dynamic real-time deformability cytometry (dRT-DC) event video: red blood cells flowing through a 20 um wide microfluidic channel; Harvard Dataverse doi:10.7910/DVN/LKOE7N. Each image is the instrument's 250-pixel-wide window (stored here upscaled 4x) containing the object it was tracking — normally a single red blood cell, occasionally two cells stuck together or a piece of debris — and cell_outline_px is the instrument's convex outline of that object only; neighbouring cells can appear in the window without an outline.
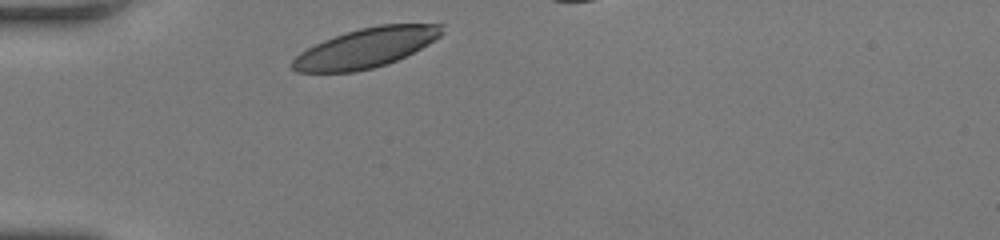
{"species": "human", "species_latin": "Homo sapiens", "temperature_condition": "room temperature", "stored_images_in_passage": 30, "camera_frame_rate_fps": 3000, "um_per_image_px": 0.085, "donor": {"sex": "female"}, "frame": {"image": 1, "passage_image": 1, "time_ms": 0.0, "image_size_px": [1000, 240], "cell_outline_px": [[444, 32], [440, 36], [428, 44], [388, 64], [356, 72], [296, 72], [288, 64], [300, 52], [324, 40], [344, 32], [360, 28], [380, 24], [444, 24]], "centroid_in_image_um": [31.08, 4.07], "position_along_channel_um": 53.9, "area_um2": 34.39}}
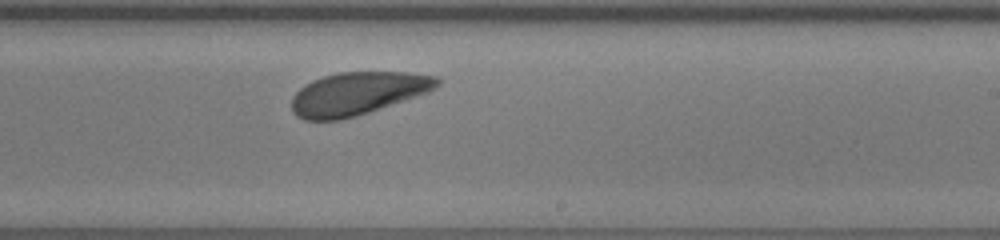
{"frame": {"image": 2, "passage_image": 19, "time_ms": 6.0, "image_size_px": [1000, 240], "cell_outline_px": [[440, 84], [436, 88], [428, 92], [356, 116], [340, 120], [304, 120], [296, 116], [292, 112], [292, 96], [304, 84], [312, 80], [324, 76], [340, 72], [408, 72], [440, 76]], "centroid_in_image_um": [30.39, 7.94], "position_along_channel_um": 258.6, "area_um2": 36.41}}
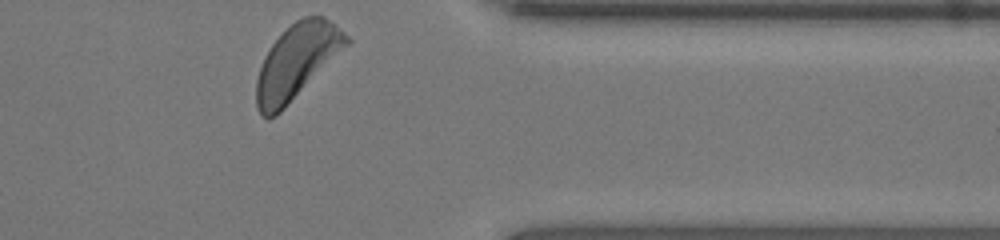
{"frame": {"image": 3, "passage_image": 30, "time_ms": 9.667, "image_size_px": [1000, 240], "cell_outline_px": [[352, 40], [276, 116], [268, 120], [260, 116], [256, 108], [256, 80], [264, 56], [272, 44], [296, 20], [304, 16], [324, 16], [340, 28]], "centroid_in_image_um": [25.19, 5.26], "position_along_channel_um": 386.2, "area_um2": 38.49}, "authors_computed_cell_mechanics": {"area_um2": 36.4429, "velocity_mm_per_s": 3.7135, "shape_relaxation_time_tau1_ms": 2.2788, "shape_relaxation_time_tau2_ms": null, "deformation_change_tau1": 0.1185, "deformation_change_tau2": null}}